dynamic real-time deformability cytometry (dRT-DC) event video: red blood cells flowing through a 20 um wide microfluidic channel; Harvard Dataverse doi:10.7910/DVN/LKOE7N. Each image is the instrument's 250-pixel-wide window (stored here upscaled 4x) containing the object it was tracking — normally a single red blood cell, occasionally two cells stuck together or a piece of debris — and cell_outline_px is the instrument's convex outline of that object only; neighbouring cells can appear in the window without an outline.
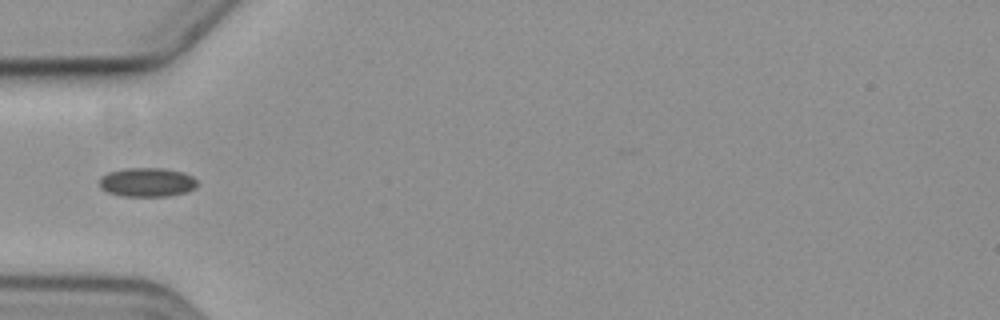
{"species": "common noctule bat (a hibernating species)", "species_latin": "Nyctalus noctula", "temperature_condition": "cold", "stored_images_in_passage": 1, "camera_frame_rate_fps": 3000, "um_per_image_px": 0.085, "animal": {"sex": "female", "body_mass_g": 19.3, "forearm_length_mm": 54.1}, "frame": {"image": 1, "passage_image": 1, "time_ms": 0.0, "image_size_px": [1000, 320], "cell_outline_px": [[196, 188], [188, 192], [168, 196], [120, 196], [108, 192], [100, 188], [100, 176], [108, 172], [128, 168], [164, 168], [184, 172], [192, 176], [196, 180]], "centroid_in_image_um": [12.51, 15.49], "position_along_channel_um": 72.5, "area_um2": 16.7}}